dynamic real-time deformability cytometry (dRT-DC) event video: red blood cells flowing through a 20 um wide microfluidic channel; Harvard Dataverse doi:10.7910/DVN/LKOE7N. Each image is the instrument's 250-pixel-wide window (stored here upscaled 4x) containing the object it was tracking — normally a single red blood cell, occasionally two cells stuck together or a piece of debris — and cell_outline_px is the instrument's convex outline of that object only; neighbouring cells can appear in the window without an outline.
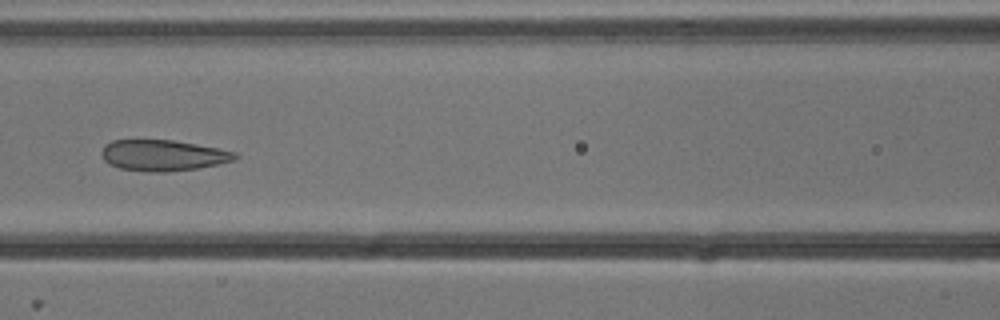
{"species": "common noctule bat (a hibernating species)", "species_latin": "Nyctalus noctula", "temperature_condition": "cold", "stored_images_in_passage": 6, "camera_frame_rate_fps": 3000, "um_per_image_px": 0.085, "animal": {"sex": "male", "body_mass_g": 13.3}, "frame": {"image": 1, "passage_image": 6, "time_ms": 1.667, "image_size_px": [1000, 320], "cell_outline_px": [[240, 156], [236, 160], [220, 164], [196, 168], [168, 172], [148, 172], [120, 168], [108, 164], [104, 160], [100, 152], [104, 144], [112, 140], [172, 140], [196, 144], [236, 152]], "centroid_in_image_um": [13.85, 13.21], "position_along_channel_um": 152.8, "area_um2": 24.28}}